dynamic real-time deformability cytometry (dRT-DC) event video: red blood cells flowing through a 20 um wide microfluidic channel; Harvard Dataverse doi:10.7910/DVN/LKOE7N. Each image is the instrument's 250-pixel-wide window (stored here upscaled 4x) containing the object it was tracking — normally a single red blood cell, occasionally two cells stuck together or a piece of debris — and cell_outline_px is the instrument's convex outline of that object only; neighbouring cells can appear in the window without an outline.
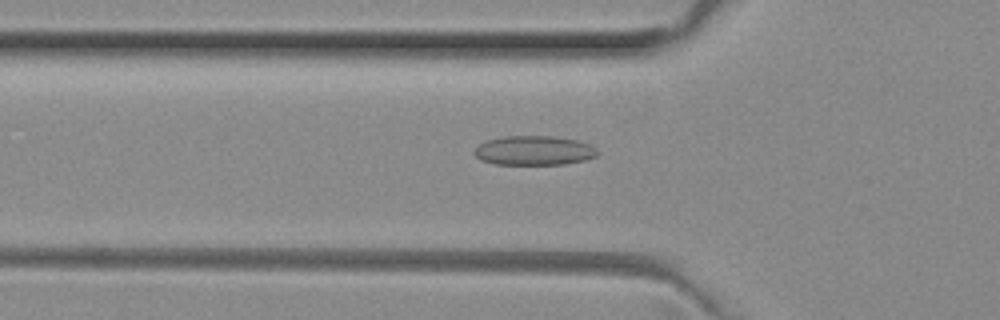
{"species": "common noctule bat (a hibernating species)", "species_latin": "Nyctalus noctula", "temperature_condition": "room temperature", "stored_images_in_passage": 17, "camera_frame_rate_fps": 3000, "um_per_image_px": 0.085, "animal": {"sex": "female", "body_mass_g": 29.2, "forearm_length_mm": 56.3}, "frame": {"image": 1, "passage_image": 16, "time_ms": 5.0, "image_size_px": [1000, 320], "cell_outline_px": [[600, 152], [596, 156], [584, 160], [564, 164], [496, 164], [480, 160], [472, 152], [480, 144], [488, 140], [504, 136], [556, 136], [576, 140], [592, 144]], "centroid_in_image_um": [45.42, 12.79], "position_along_channel_um": 80.4, "area_um2": 21.15}}